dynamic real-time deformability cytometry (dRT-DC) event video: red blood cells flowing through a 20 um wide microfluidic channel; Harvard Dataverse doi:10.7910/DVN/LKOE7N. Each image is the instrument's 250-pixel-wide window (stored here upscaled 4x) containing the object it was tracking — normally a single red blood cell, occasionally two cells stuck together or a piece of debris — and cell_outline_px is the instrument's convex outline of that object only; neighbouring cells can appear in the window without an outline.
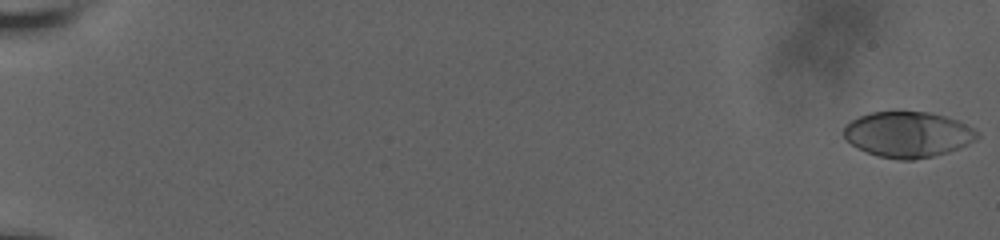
{"species": "human", "species_latin": "Homo sapiens", "temperature_condition": "room temperature", "stored_images_in_passage": 58, "camera_frame_rate_fps": 3000, "um_per_image_px": 0.085, "donor": {"sex": "male"}, "frame": {"image": 1, "passage_image": 1, "time_ms": 0.0, "image_size_px": [1000, 240], "cell_outline_px": [[980, 136], [976, 140], [960, 148], [948, 152], [932, 156], [912, 160], [900, 160], [880, 156], [856, 148], [844, 136], [844, 128], [852, 120], [860, 116], [872, 112], [928, 112], [944, 116], [956, 120], [980, 132]], "centroid_in_image_um": [77.2, 11.43], "position_along_channel_um": 7.8, "area_um2": 35.2}}
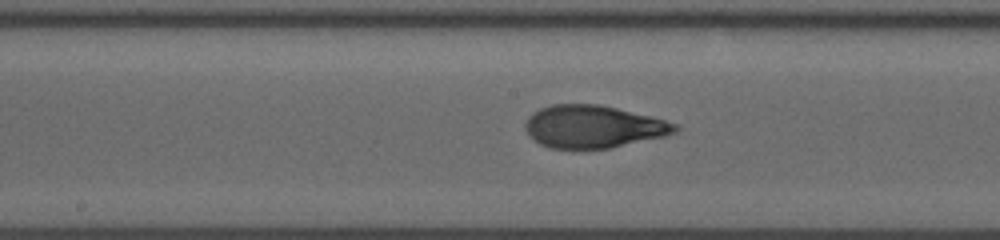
{"frame": {"image": 2, "passage_image": 35, "time_ms": 11.333, "image_size_px": [1000, 240], "cell_outline_px": [[680, 128], [676, 132], [664, 136], [608, 148], [548, 148], [532, 140], [524, 128], [524, 124], [528, 116], [532, 112], [540, 108], [552, 104], [600, 104], [680, 124]], "centroid_in_image_um": [50.38, 10.76], "position_along_channel_um": 197.8, "area_um2": 37.11}}
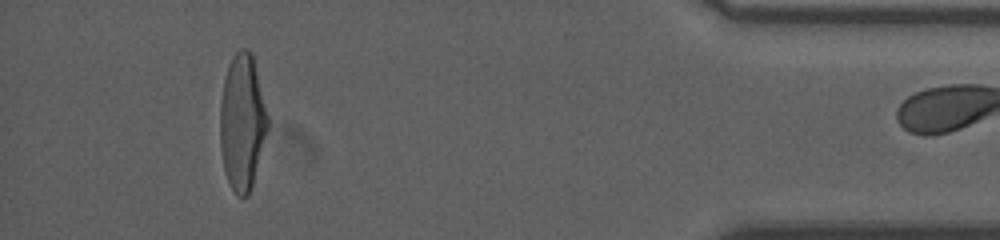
{"frame": {"image": 3, "passage_image": 57, "time_ms": 18.667, "image_size_px": [1000, 240], "cell_outline_px": [[268, 128], [252, 184], [248, 196], [236, 196], [228, 184], [224, 172], [220, 148], [220, 100], [224, 80], [228, 64], [232, 56], [240, 48], [248, 48], [252, 52], [268, 116]], "centroid_in_image_um": [20.57, 10.37], "position_along_channel_um": 414.6, "area_um2": 37.92}}